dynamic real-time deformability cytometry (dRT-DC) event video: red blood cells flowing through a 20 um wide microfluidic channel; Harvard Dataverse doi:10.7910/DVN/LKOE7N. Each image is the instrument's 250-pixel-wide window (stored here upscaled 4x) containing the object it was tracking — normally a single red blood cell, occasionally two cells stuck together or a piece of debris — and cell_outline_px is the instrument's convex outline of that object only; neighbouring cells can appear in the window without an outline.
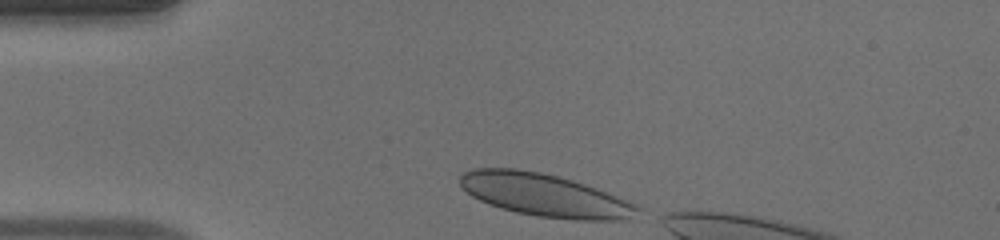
{"species": "human", "species_latin": "Homo sapiens", "temperature_condition": "warm", "stored_images_in_passage": 33, "camera_frame_rate_fps": 3000, "um_per_image_px": 0.085, "donor": {"sex": "male"}, "frame": {"image": 1, "passage_image": 1, "time_ms": 0.0, "image_size_px": [1000, 240], "cell_outline_px": [[632, 208], [608, 220], [576, 220], [540, 216], [516, 212], [480, 200], [472, 196], [460, 184], [460, 176], [464, 172], [476, 168], [512, 168], [536, 172], [556, 176], [592, 188], [612, 196], [628, 204]], "centroid_in_image_um": [45.95, 16.54], "position_along_channel_um": 39.1, "area_um2": 41.04}}
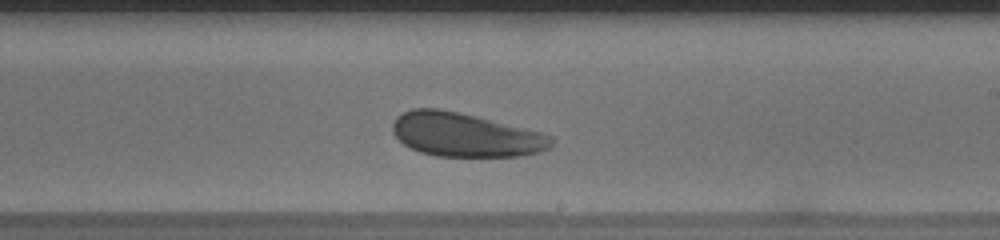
{"frame": {"image": 2, "passage_image": 19, "time_ms": 6.0, "image_size_px": [1000, 240], "cell_outline_px": [[552, 144], [548, 148], [540, 152], [516, 156], [436, 156], [420, 152], [404, 144], [396, 136], [392, 128], [392, 124], [396, 116], [412, 108], [436, 108], [456, 112], [540, 132], [552, 136]], "centroid_in_image_um": [39.51, 11.46], "position_along_channel_um": 249.5, "area_um2": 39.88}}
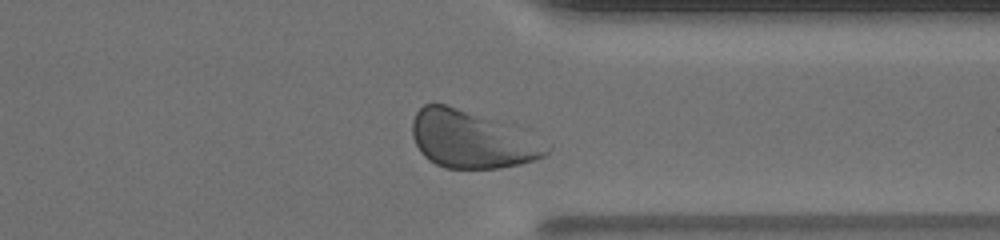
{"frame": {"image": 3, "passage_image": 28, "time_ms": 9.0, "image_size_px": [1000, 240], "cell_outline_px": [[552, 148], [544, 156], [520, 164], [500, 168], [444, 168], [428, 160], [420, 152], [412, 136], [412, 120], [416, 112], [424, 104], [448, 104], [488, 120]], "centroid_in_image_um": [39.92, 11.9], "position_along_channel_um": 371.5, "area_um2": 42.83}}